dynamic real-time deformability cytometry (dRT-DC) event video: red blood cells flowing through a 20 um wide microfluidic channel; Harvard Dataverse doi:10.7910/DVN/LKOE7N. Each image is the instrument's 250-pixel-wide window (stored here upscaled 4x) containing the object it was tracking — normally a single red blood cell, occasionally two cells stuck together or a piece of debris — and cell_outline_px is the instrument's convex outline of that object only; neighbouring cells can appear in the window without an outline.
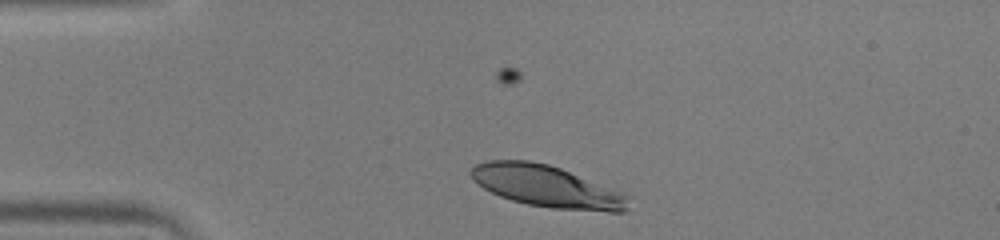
{"species": "human", "species_latin": "Homo sapiens", "temperature_condition": "warm", "stored_images_in_passage": 35, "camera_frame_rate_fps": 3000, "um_per_image_px": 0.085, "donor": {"sex": "male"}, "frame": {"image": 1, "passage_image": 1, "time_ms": 0.0, "image_size_px": [1000, 240], "cell_outline_px": [[628, 208], [624, 212], [608, 212], [548, 208], [528, 204], [512, 200], [500, 196], [484, 188], [472, 180], [468, 172], [472, 164], [488, 160], [528, 160], [548, 164], [560, 168], [628, 196]], "centroid_in_image_um": [46.38, 15.84], "position_along_channel_um": 38.6, "area_um2": 38.09}}
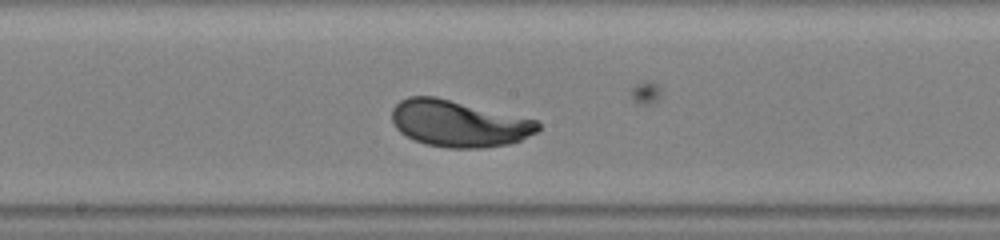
{"frame": {"image": 2, "passage_image": 17, "time_ms": 5.333, "image_size_px": [1000, 240], "cell_outline_px": [[540, 128], [536, 132], [520, 140], [508, 144], [480, 148], [448, 148], [428, 144], [416, 140], [400, 132], [396, 128], [392, 120], [392, 108], [400, 100], [408, 96], [436, 96], [536, 120], [540, 124]], "centroid_in_image_um": [38.97, 10.49], "position_along_channel_um": 209.2, "area_um2": 39.36}}
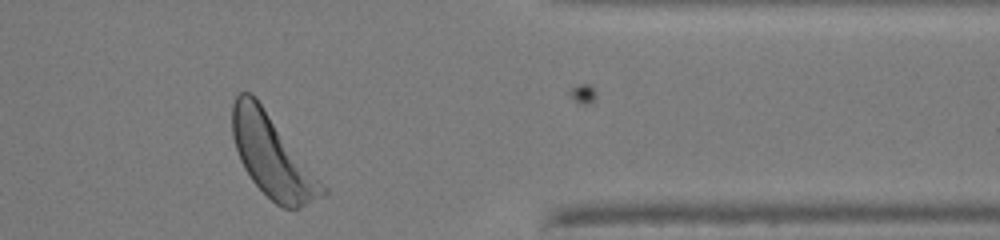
{"frame": {"image": 3, "passage_image": 32, "time_ms": 10.333, "image_size_px": [1000, 240], "cell_outline_px": [[328, 192], [324, 196], [296, 208], [284, 208], [276, 204], [252, 180], [244, 168], [240, 160], [232, 136], [232, 104], [236, 96], [240, 92], [252, 92], [256, 96], [328, 188]], "centroid_in_image_um": [23.15, 13.24], "position_along_channel_um": 388.2, "area_um2": 42.89}}